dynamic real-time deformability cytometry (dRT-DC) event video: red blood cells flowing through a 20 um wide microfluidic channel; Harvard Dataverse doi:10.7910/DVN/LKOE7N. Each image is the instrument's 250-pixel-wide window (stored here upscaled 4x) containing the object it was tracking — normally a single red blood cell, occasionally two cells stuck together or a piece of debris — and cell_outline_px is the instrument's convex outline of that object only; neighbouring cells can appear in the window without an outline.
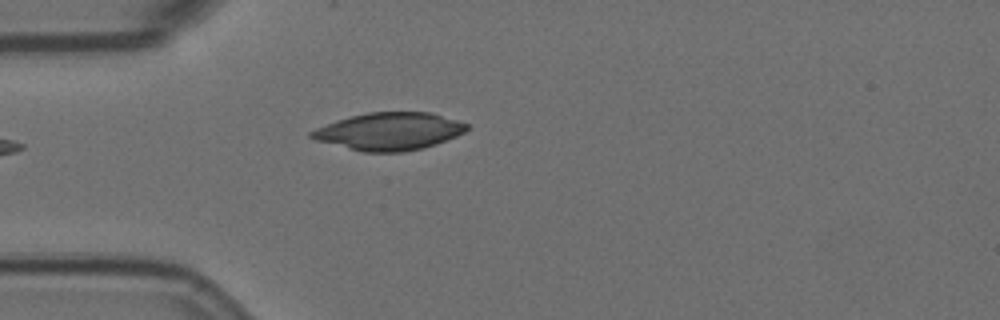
{"species": "Egyptian fruit bat (a non-hibernating species)", "species_latin": "Rousettus aegyptiacus", "temperature_condition": "room temperature", "stored_images_in_passage": 1, "camera_frame_rate_fps": 3000, "um_per_image_px": 0.085, "animal": {"sex": "female"}, "frame": {"image": 1, "passage_image": 1, "time_ms": 0.0, "image_size_px": [1000, 320], "cell_outline_px": [[472, 128], [456, 136], [424, 148], [404, 152], [364, 152], [316, 140], [308, 136], [308, 132], [316, 128], [336, 120], [368, 112], [432, 112], [468, 124]], "centroid_in_image_um": [33.1, 11.16], "position_along_channel_um": 51.9, "area_um2": 33.93}}